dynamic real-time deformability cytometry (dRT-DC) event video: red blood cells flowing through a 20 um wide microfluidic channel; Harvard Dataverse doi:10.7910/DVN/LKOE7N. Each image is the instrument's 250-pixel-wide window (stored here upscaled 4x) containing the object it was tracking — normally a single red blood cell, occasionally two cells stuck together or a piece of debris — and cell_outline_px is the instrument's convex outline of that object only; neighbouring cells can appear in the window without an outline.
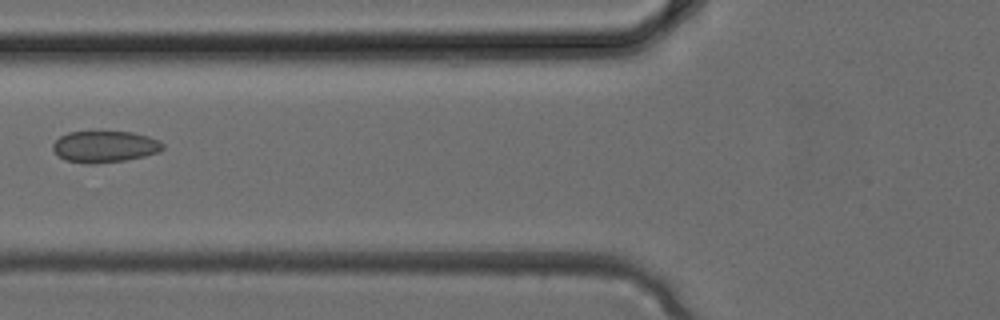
{"species": "common noctule bat (a hibernating species)", "species_latin": "Nyctalus noctula", "temperature_condition": "cold", "stored_images_in_passage": 4, "camera_frame_rate_fps": 3000, "um_per_image_px": 0.085, "animal": {"sex": "female", "body_mass_g": 24.6, "forearm_length_mm": 56.2}, "frame": {"image": 1, "passage_image": 4, "time_ms": 1.0, "image_size_px": [1000, 320], "cell_outline_px": [[164, 148], [160, 152], [144, 156], [124, 160], [92, 164], [88, 164], [64, 160], [52, 148], [52, 144], [60, 136], [68, 132], [132, 132], [148, 136], [160, 140], [164, 144]], "centroid_in_image_um": [8.92, 12.46], "position_along_channel_um": 116.9, "area_um2": 20.17}}